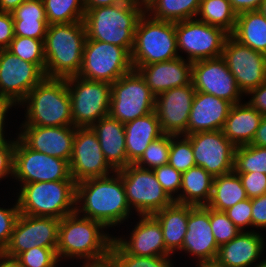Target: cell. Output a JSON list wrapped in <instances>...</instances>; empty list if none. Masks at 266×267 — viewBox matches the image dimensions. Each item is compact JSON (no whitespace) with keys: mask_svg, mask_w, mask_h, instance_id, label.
<instances>
[{"mask_svg":"<svg viewBox=\"0 0 266 267\" xmlns=\"http://www.w3.org/2000/svg\"><path fill=\"white\" fill-rule=\"evenodd\" d=\"M75 212L100 222L106 230L128 220L133 214L119 171L77 183Z\"/></svg>","mask_w":266,"mask_h":267,"instance_id":"obj_1","label":"cell"},{"mask_svg":"<svg viewBox=\"0 0 266 267\" xmlns=\"http://www.w3.org/2000/svg\"><path fill=\"white\" fill-rule=\"evenodd\" d=\"M95 220L76 212L60 219L57 256L62 260H81L83 264H95L109 259L114 235Z\"/></svg>","mask_w":266,"mask_h":267,"instance_id":"obj_2","label":"cell"},{"mask_svg":"<svg viewBox=\"0 0 266 267\" xmlns=\"http://www.w3.org/2000/svg\"><path fill=\"white\" fill-rule=\"evenodd\" d=\"M145 4L131 0L119 5L85 9L86 40H97L127 49L134 44V33Z\"/></svg>","mask_w":266,"mask_h":267,"instance_id":"obj_3","label":"cell"},{"mask_svg":"<svg viewBox=\"0 0 266 267\" xmlns=\"http://www.w3.org/2000/svg\"><path fill=\"white\" fill-rule=\"evenodd\" d=\"M86 38L83 21L48 25L44 39L45 77L77 76L82 67Z\"/></svg>","mask_w":266,"mask_h":267,"instance_id":"obj_4","label":"cell"},{"mask_svg":"<svg viewBox=\"0 0 266 267\" xmlns=\"http://www.w3.org/2000/svg\"><path fill=\"white\" fill-rule=\"evenodd\" d=\"M25 109L20 126H73L66 79L44 78L18 105Z\"/></svg>","mask_w":266,"mask_h":267,"instance_id":"obj_5","label":"cell"},{"mask_svg":"<svg viewBox=\"0 0 266 267\" xmlns=\"http://www.w3.org/2000/svg\"><path fill=\"white\" fill-rule=\"evenodd\" d=\"M18 186L16 200L21 214L62 219L75 212L74 180L43 181Z\"/></svg>","mask_w":266,"mask_h":267,"instance_id":"obj_6","label":"cell"},{"mask_svg":"<svg viewBox=\"0 0 266 267\" xmlns=\"http://www.w3.org/2000/svg\"><path fill=\"white\" fill-rule=\"evenodd\" d=\"M177 57L179 52L175 22L157 20L144 12L134 33L132 65L144 66Z\"/></svg>","mask_w":266,"mask_h":267,"instance_id":"obj_7","label":"cell"},{"mask_svg":"<svg viewBox=\"0 0 266 267\" xmlns=\"http://www.w3.org/2000/svg\"><path fill=\"white\" fill-rule=\"evenodd\" d=\"M71 101L73 126L91 127L109 115L111 84L77 76L66 78Z\"/></svg>","mask_w":266,"mask_h":267,"instance_id":"obj_8","label":"cell"},{"mask_svg":"<svg viewBox=\"0 0 266 267\" xmlns=\"http://www.w3.org/2000/svg\"><path fill=\"white\" fill-rule=\"evenodd\" d=\"M154 110L155 95L137 70H131L111 84L110 117L125 124Z\"/></svg>","mask_w":266,"mask_h":267,"instance_id":"obj_9","label":"cell"},{"mask_svg":"<svg viewBox=\"0 0 266 267\" xmlns=\"http://www.w3.org/2000/svg\"><path fill=\"white\" fill-rule=\"evenodd\" d=\"M133 69L127 49L103 41H85L79 77L112 84Z\"/></svg>","mask_w":266,"mask_h":267,"instance_id":"obj_10","label":"cell"},{"mask_svg":"<svg viewBox=\"0 0 266 267\" xmlns=\"http://www.w3.org/2000/svg\"><path fill=\"white\" fill-rule=\"evenodd\" d=\"M118 171L128 204L137 216L153 215L174 202L158 182L153 170L130 164Z\"/></svg>","mask_w":266,"mask_h":267,"instance_id":"obj_11","label":"cell"},{"mask_svg":"<svg viewBox=\"0 0 266 267\" xmlns=\"http://www.w3.org/2000/svg\"><path fill=\"white\" fill-rule=\"evenodd\" d=\"M175 31L179 57L183 58L181 53L187 54L184 57L192 63L220 57L229 36L223 29L199 21L197 18L175 22Z\"/></svg>","mask_w":266,"mask_h":267,"instance_id":"obj_12","label":"cell"},{"mask_svg":"<svg viewBox=\"0 0 266 267\" xmlns=\"http://www.w3.org/2000/svg\"><path fill=\"white\" fill-rule=\"evenodd\" d=\"M16 134L13 179L20 184L74 180L69 162L29 148Z\"/></svg>","mask_w":266,"mask_h":267,"instance_id":"obj_13","label":"cell"},{"mask_svg":"<svg viewBox=\"0 0 266 267\" xmlns=\"http://www.w3.org/2000/svg\"><path fill=\"white\" fill-rule=\"evenodd\" d=\"M221 57L244 96L266 82V54L239 43L229 35Z\"/></svg>","mask_w":266,"mask_h":267,"instance_id":"obj_14","label":"cell"},{"mask_svg":"<svg viewBox=\"0 0 266 267\" xmlns=\"http://www.w3.org/2000/svg\"><path fill=\"white\" fill-rule=\"evenodd\" d=\"M60 219L19 214L3 253L16 258L33 247L57 248Z\"/></svg>","mask_w":266,"mask_h":267,"instance_id":"obj_15","label":"cell"},{"mask_svg":"<svg viewBox=\"0 0 266 267\" xmlns=\"http://www.w3.org/2000/svg\"><path fill=\"white\" fill-rule=\"evenodd\" d=\"M44 78L36 64L21 60L7 49L0 50V97L15 108Z\"/></svg>","mask_w":266,"mask_h":267,"instance_id":"obj_16","label":"cell"},{"mask_svg":"<svg viewBox=\"0 0 266 267\" xmlns=\"http://www.w3.org/2000/svg\"><path fill=\"white\" fill-rule=\"evenodd\" d=\"M187 137L192 144L196 166L204 168L213 177L234 171L236 146L222 130L197 132Z\"/></svg>","mask_w":266,"mask_h":267,"instance_id":"obj_17","label":"cell"},{"mask_svg":"<svg viewBox=\"0 0 266 267\" xmlns=\"http://www.w3.org/2000/svg\"><path fill=\"white\" fill-rule=\"evenodd\" d=\"M69 167L76 184L115 171L105 160L99 140L90 127L76 128Z\"/></svg>","mask_w":266,"mask_h":267,"instance_id":"obj_18","label":"cell"},{"mask_svg":"<svg viewBox=\"0 0 266 267\" xmlns=\"http://www.w3.org/2000/svg\"><path fill=\"white\" fill-rule=\"evenodd\" d=\"M191 82L196 91L227 100L232 105L243 102L244 95L221 56L193 62Z\"/></svg>","mask_w":266,"mask_h":267,"instance_id":"obj_19","label":"cell"},{"mask_svg":"<svg viewBox=\"0 0 266 267\" xmlns=\"http://www.w3.org/2000/svg\"><path fill=\"white\" fill-rule=\"evenodd\" d=\"M195 93L196 90L191 82L155 96L154 111L164 134L183 135L187 131Z\"/></svg>","mask_w":266,"mask_h":267,"instance_id":"obj_20","label":"cell"},{"mask_svg":"<svg viewBox=\"0 0 266 267\" xmlns=\"http://www.w3.org/2000/svg\"><path fill=\"white\" fill-rule=\"evenodd\" d=\"M218 248L210 225V207L188 205L187 231L179 251L198 263L215 261Z\"/></svg>","mask_w":266,"mask_h":267,"instance_id":"obj_21","label":"cell"},{"mask_svg":"<svg viewBox=\"0 0 266 267\" xmlns=\"http://www.w3.org/2000/svg\"><path fill=\"white\" fill-rule=\"evenodd\" d=\"M17 136L32 150L70 161L75 126H20Z\"/></svg>","mask_w":266,"mask_h":267,"instance_id":"obj_22","label":"cell"},{"mask_svg":"<svg viewBox=\"0 0 266 267\" xmlns=\"http://www.w3.org/2000/svg\"><path fill=\"white\" fill-rule=\"evenodd\" d=\"M139 217L127 238L114 236V240L131 255L173 256L165 246L159 222L152 215Z\"/></svg>","mask_w":266,"mask_h":267,"instance_id":"obj_23","label":"cell"},{"mask_svg":"<svg viewBox=\"0 0 266 267\" xmlns=\"http://www.w3.org/2000/svg\"><path fill=\"white\" fill-rule=\"evenodd\" d=\"M133 68L140 73L155 96L169 89L188 85L192 79V62L184 57Z\"/></svg>","mask_w":266,"mask_h":267,"instance_id":"obj_24","label":"cell"},{"mask_svg":"<svg viewBox=\"0 0 266 267\" xmlns=\"http://www.w3.org/2000/svg\"><path fill=\"white\" fill-rule=\"evenodd\" d=\"M232 104L208 93L196 91L184 136L222 130Z\"/></svg>","mask_w":266,"mask_h":267,"instance_id":"obj_25","label":"cell"},{"mask_svg":"<svg viewBox=\"0 0 266 267\" xmlns=\"http://www.w3.org/2000/svg\"><path fill=\"white\" fill-rule=\"evenodd\" d=\"M256 230L241 231L218 248L215 261L225 267H254L265 249V238ZM259 258V259H258Z\"/></svg>","mask_w":266,"mask_h":267,"instance_id":"obj_26","label":"cell"},{"mask_svg":"<svg viewBox=\"0 0 266 267\" xmlns=\"http://www.w3.org/2000/svg\"><path fill=\"white\" fill-rule=\"evenodd\" d=\"M90 128L99 140L105 160L115 171L130 165L126 155L124 123L108 115Z\"/></svg>","mask_w":266,"mask_h":267,"instance_id":"obj_27","label":"cell"},{"mask_svg":"<svg viewBox=\"0 0 266 267\" xmlns=\"http://www.w3.org/2000/svg\"><path fill=\"white\" fill-rule=\"evenodd\" d=\"M263 115L248 102L233 104L224 127V136L236 147L251 144Z\"/></svg>","mask_w":266,"mask_h":267,"instance_id":"obj_28","label":"cell"},{"mask_svg":"<svg viewBox=\"0 0 266 267\" xmlns=\"http://www.w3.org/2000/svg\"><path fill=\"white\" fill-rule=\"evenodd\" d=\"M126 155L130 164H135L148 145L164 133L155 111L124 124Z\"/></svg>","mask_w":266,"mask_h":267,"instance_id":"obj_29","label":"cell"},{"mask_svg":"<svg viewBox=\"0 0 266 267\" xmlns=\"http://www.w3.org/2000/svg\"><path fill=\"white\" fill-rule=\"evenodd\" d=\"M152 216L161 225L166 248L175 255L182 248L187 231L188 205L173 202Z\"/></svg>","mask_w":266,"mask_h":267,"instance_id":"obj_30","label":"cell"},{"mask_svg":"<svg viewBox=\"0 0 266 267\" xmlns=\"http://www.w3.org/2000/svg\"><path fill=\"white\" fill-rule=\"evenodd\" d=\"M214 177L200 166H194L182 173L179 196L174 202L207 206L212 196Z\"/></svg>","mask_w":266,"mask_h":267,"instance_id":"obj_31","label":"cell"},{"mask_svg":"<svg viewBox=\"0 0 266 267\" xmlns=\"http://www.w3.org/2000/svg\"><path fill=\"white\" fill-rule=\"evenodd\" d=\"M231 36L239 43L266 54V17L260 10L237 14Z\"/></svg>","mask_w":266,"mask_h":267,"instance_id":"obj_32","label":"cell"},{"mask_svg":"<svg viewBox=\"0 0 266 267\" xmlns=\"http://www.w3.org/2000/svg\"><path fill=\"white\" fill-rule=\"evenodd\" d=\"M247 198L239 175L232 171L214 177L212 196L207 206L217 211H225Z\"/></svg>","mask_w":266,"mask_h":267,"instance_id":"obj_33","label":"cell"},{"mask_svg":"<svg viewBox=\"0 0 266 267\" xmlns=\"http://www.w3.org/2000/svg\"><path fill=\"white\" fill-rule=\"evenodd\" d=\"M201 0H148L145 12L154 19L178 22L197 17Z\"/></svg>","mask_w":266,"mask_h":267,"instance_id":"obj_34","label":"cell"},{"mask_svg":"<svg viewBox=\"0 0 266 267\" xmlns=\"http://www.w3.org/2000/svg\"><path fill=\"white\" fill-rule=\"evenodd\" d=\"M196 18L231 35L235 29L237 13L229 0H201Z\"/></svg>","mask_w":266,"mask_h":267,"instance_id":"obj_35","label":"cell"},{"mask_svg":"<svg viewBox=\"0 0 266 267\" xmlns=\"http://www.w3.org/2000/svg\"><path fill=\"white\" fill-rule=\"evenodd\" d=\"M49 25L83 21L84 0H42Z\"/></svg>","mask_w":266,"mask_h":267,"instance_id":"obj_36","label":"cell"},{"mask_svg":"<svg viewBox=\"0 0 266 267\" xmlns=\"http://www.w3.org/2000/svg\"><path fill=\"white\" fill-rule=\"evenodd\" d=\"M109 259L117 267H175L172 256H135L128 254L114 239Z\"/></svg>","mask_w":266,"mask_h":267,"instance_id":"obj_37","label":"cell"},{"mask_svg":"<svg viewBox=\"0 0 266 267\" xmlns=\"http://www.w3.org/2000/svg\"><path fill=\"white\" fill-rule=\"evenodd\" d=\"M234 172L266 174V147L251 144L237 146L234 157Z\"/></svg>","mask_w":266,"mask_h":267,"instance_id":"obj_38","label":"cell"},{"mask_svg":"<svg viewBox=\"0 0 266 267\" xmlns=\"http://www.w3.org/2000/svg\"><path fill=\"white\" fill-rule=\"evenodd\" d=\"M7 50L21 60L36 64L44 72L46 65L44 41L30 37L14 36Z\"/></svg>","mask_w":266,"mask_h":267,"instance_id":"obj_39","label":"cell"},{"mask_svg":"<svg viewBox=\"0 0 266 267\" xmlns=\"http://www.w3.org/2000/svg\"><path fill=\"white\" fill-rule=\"evenodd\" d=\"M171 146V134H163L152 141L141 158L135 163L136 166L153 170L167 165Z\"/></svg>","mask_w":266,"mask_h":267,"instance_id":"obj_40","label":"cell"},{"mask_svg":"<svg viewBox=\"0 0 266 267\" xmlns=\"http://www.w3.org/2000/svg\"><path fill=\"white\" fill-rule=\"evenodd\" d=\"M168 164L181 173L196 166L192 144L187 136L171 134Z\"/></svg>","mask_w":266,"mask_h":267,"instance_id":"obj_41","label":"cell"},{"mask_svg":"<svg viewBox=\"0 0 266 267\" xmlns=\"http://www.w3.org/2000/svg\"><path fill=\"white\" fill-rule=\"evenodd\" d=\"M57 248L33 247L20 253L16 259L21 267H58Z\"/></svg>","mask_w":266,"mask_h":267,"instance_id":"obj_42","label":"cell"},{"mask_svg":"<svg viewBox=\"0 0 266 267\" xmlns=\"http://www.w3.org/2000/svg\"><path fill=\"white\" fill-rule=\"evenodd\" d=\"M210 225L219 247L231 241L241 232L224 211H217L212 208H210Z\"/></svg>","mask_w":266,"mask_h":267,"instance_id":"obj_43","label":"cell"},{"mask_svg":"<svg viewBox=\"0 0 266 267\" xmlns=\"http://www.w3.org/2000/svg\"><path fill=\"white\" fill-rule=\"evenodd\" d=\"M48 25L47 19L13 18L14 36L44 41Z\"/></svg>","mask_w":266,"mask_h":267,"instance_id":"obj_44","label":"cell"},{"mask_svg":"<svg viewBox=\"0 0 266 267\" xmlns=\"http://www.w3.org/2000/svg\"><path fill=\"white\" fill-rule=\"evenodd\" d=\"M153 172L163 189L175 200L179 196L182 173L169 164L157 167Z\"/></svg>","mask_w":266,"mask_h":267,"instance_id":"obj_45","label":"cell"},{"mask_svg":"<svg viewBox=\"0 0 266 267\" xmlns=\"http://www.w3.org/2000/svg\"><path fill=\"white\" fill-rule=\"evenodd\" d=\"M19 214L20 212L16 199L12 207H0V252L4 251L10 241Z\"/></svg>","mask_w":266,"mask_h":267,"instance_id":"obj_46","label":"cell"},{"mask_svg":"<svg viewBox=\"0 0 266 267\" xmlns=\"http://www.w3.org/2000/svg\"><path fill=\"white\" fill-rule=\"evenodd\" d=\"M228 218L241 231H246L245 228L252 227V202L251 199L239 201L233 207L224 211Z\"/></svg>","mask_w":266,"mask_h":267,"instance_id":"obj_47","label":"cell"},{"mask_svg":"<svg viewBox=\"0 0 266 267\" xmlns=\"http://www.w3.org/2000/svg\"><path fill=\"white\" fill-rule=\"evenodd\" d=\"M249 199L266 194V174L260 172L236 173Z\"/></svg>","mask_w":266,"mask_h":267,"instance_id":"obj_48","label":"cell"},{"mask_svg":"<svg viewBox=\"0 0 266 267\" xmlns=\"http://www.w3.org/2000/svg\"><path fill=\"white\" fill-rule=\"evenodd\" d=\"M15 144L16 138L0 142V181L9 177L13 179Z\"/></svg>","mask_w":266,"mask_h":267,"instance_id":"obj_49","label":"cell"},{"mask_svg":"<svg viewBox=\"0 0 266 267\" xmlns=\"http://www.w3.org/2000/svg\"><path fill=\"white\" fill-rule=\"evenodd\" d=\"M13 18L46 19L42 0H26L11 12Z\"/></svg>","mask_w":266,"mask_h":267,"instance_id":"obj_50","label":"cell"},{"mask_svg":"<svg viewBox=\"0 0 266 267\" xmlns=\"http://www.w3.org/2000/svg\"><path fill=\"white\" fill-rule=\"evenodd\" d=\"M252 227L266 230V194L251 199Z\"/></svg>","mask_w":266,"mask_h":267,"instance_id":"obj_51","label":"cell"},{"mask_svg":"<svg viewBox=\"0 0 266 267\" xmlns=\"http://www.w3.org/2000/svg\"><path fill=\"white\" fill-rule=\"evenodd\" d=\"M14 38L13 16L0 11V50L7 49Z\"/></svg>","mask_w":266,"mask_h":267,"instance_id":"obj_52","label":"cell"},{"mask_svg":"<svg viewBox=\"0 0 266 267\" xmlns=\"http://www.w3.org/2000/svg\"><path fill=\"white\" fill-rule=\"evenodd\" d=\"M248 95L251 96L248 103L261 115H266V82L251 90Z\"/></svg>","mask_w":266,"mask_h":267,"instance_id":"obj_53","label":"cell"},{"mask_svg":"<svg viewBox=\"0 0 266 267\" xmlns=\"http://www.w3.org/2000/svg\"><path fill=\"white\" fill-rule=\"evenodd\" d=\"M233 10L239 14L245 11L260 10L263 0H229Z\"/></svg>","mask_w":266,"mask_h":267,"instance_id":"obj_54","label":"cell"},{"mask_svg":"<svg viewBox=\"0 0 266 267\" xmlns=\"http://www.w3.org/2000/svg\"><path fill=\"white\" fill-rule=\"evenodd\" d=\"M13 107L15 106L10 101L0 97V142L9 140V138L6 139L7 135H5V128L7 127L6 125H8L5 123L7 122V114H9V110Z\"/></svg>","mask_w":266,"mask_h":267,"instance_id":"obj_55","label":"cell"},{"mask_svg":"<svg viewBox=\"0 0 266 267\" xmlns=\"http://www.w3.org/2000/svg\"><path fill=\"white\" fill-rule=\"evenodd\" d=\"M251 145L266 147V115H263Z\"/></svg>","mask_w":266,"mask_h":267,"instance_id":"obj_56","label":"cell"},{"mask_svg":"<svg viewBox=\"0 0 266 267\" xmlns=\"http://www.w3.org/2000/svg\"><path fill=\"white\" fill-rule=\"evenodd\" d=\"M130 1L131 0H84V3L85 9H91L103 6L119 5Z\"/></svg>","mask_w":266,"mask_h":267,"instance_id":"obj_57","label":"cell"},{"mask_svg":"<svg viewBox=\"0 0 266 267\" xmlns=\"http://www.w3.org/2000/svg\"><path fill=\"white\" fill-rule=\"evenodd\" d=\"M24 1L26 0H0V11L11 13Z\"/></svg>","mask_w":266,"mask_h":267,"instance_id":"obj_58","label":"cell"},{"mask_svg":"<svg viewBox=\"0 0 266 267\" xmlns=\"http://www.w3.org/2000/svg\"><path fill=\"white\" fill-rule=\"evenodd\" d=\"M0 267H21V266L16 258L7 256L3 252H0Z\"/></svg>","mask_w":266,"mask_h":267,"instance_id":"obj_59","label":"cell"},{"mask_svg":"<svg viewBox=\"0 0 266 267\" xmlns=\"http://www.w3.org/2000/svg\"><path fill=\"white\" fill-rule=\"evenodd\" d=\"M195 267H225L221 264L217 263L216 261H206V262H198L195 263Z\"/></svg>","mask_w":266,"mask_h":267,"instance_id":"obj_60","label":"cell"},{"mask_svg":"<svg viewBox=\"0 0 266 267\" xmlns=\"http://www.w3.org/2000/svg\"><path fill=\"white\" fill-rule=\"evenodd\" d=\"M102 267H117L110 259L102 261Z\"/></svg>","mask_w":266,"mask_h":267,"instance_id":"obj_61","label":"cell"},{"mask_svg":"<svg viewBox=\"0 0 266 267\" xmlns=\"http://www.w3.org/2000/svg\"><path fill=\"white\" fill-rule=\"evenodd\" d=\"M260 11L266 17V0H263L262 6L260 8Z\"/></svg>","mask_w":266,"mask_h":267,"instance_id":"obj_62","label":"cell"},{"mask_svg":"<svg viewBox=\"0 0 266 267\" xmlns=\"http://www.w3.org/2000/svg\"><path fill=\"white\" fill-rule=\"evenodd\" d=\"M83 267H102V261L97 262L95 264L89 265V264H83Z\"/></svg>","mask_w":266,"mask_h":267,"instance_id":"obj_63","label":"cell"},{"mask_svg":"<svg viewBox=\"0 0 266 267\" xmlns=\"http://www.w3.org/2000/svg\"><path fill=\"white\" fill-rule=\"evenodd\" d=\"M254 267H266V259L260 260V263H256Z\"/></svg>","mask_w":266,"mask_h":267,"instance_id":"obj_64","label":"cell"},{"mask_svg":"<svg viewBox=\"0 0 266 267\" xmlns=\"http://www.w3.org/2000/svg\"><path fill=\"white\" fill-rule=\"evenodd\" d=\"M136 1L145 4L148 0H136Z\"/></svg>","mask_w":266,"mask_h":267,"instance_id":"obj_65","label":"cell"}]
</instances>
